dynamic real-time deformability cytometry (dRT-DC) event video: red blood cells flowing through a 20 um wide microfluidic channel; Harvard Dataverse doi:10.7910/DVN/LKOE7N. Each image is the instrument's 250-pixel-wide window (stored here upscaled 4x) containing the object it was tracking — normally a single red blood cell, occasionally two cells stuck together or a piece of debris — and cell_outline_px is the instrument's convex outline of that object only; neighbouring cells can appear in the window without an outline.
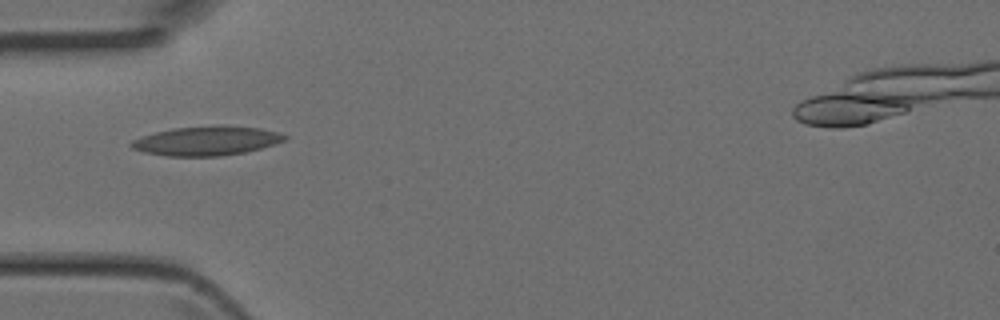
{"species": "Egyptian fruit bat (a non-hibernating species)", "species_latin": "Rousettus aegyptiacus", "temperature_condition": "room temperature", "stored_images_in_passage": 5, "camera_frame_rate_fps": 3000, "um_per_image_px": 0.085, "animal": {"sex": "female"}, "frame": {"image": 1, "passage_image": 4, "time_ms": 1.0, "image_size_px": [1000, 320], "cell_outline_px": [[288, 136], [284, 140], [260, 148], [244, 152], [220, 156], [164, 156], [144, 152], [132, 148], [128, 144], [132, 140], [156, 132], [172, 128], [212, 124], [228, 124], [260, 128], [276, 132]], "centroid_in_image_um": [17.53, 11.95], "position_along_channel_um": 67.5, "area_um2": 26.36}}
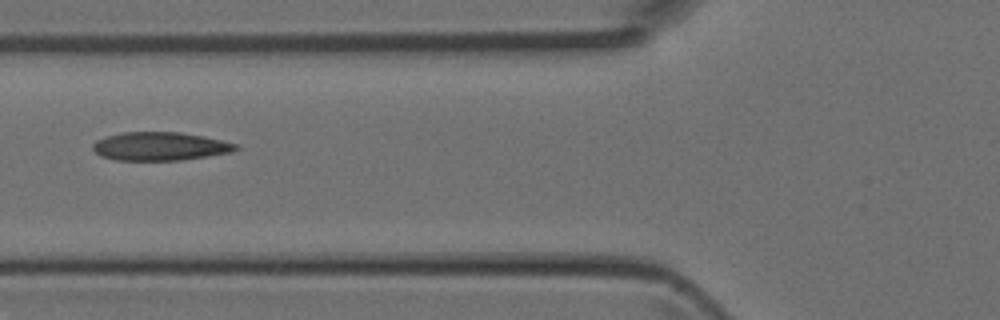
{"frame": {"image": 2, "passage_image": 5, "time_ms": 1.333, "image_size_px": [1000, 320], "cell_outline_px": [[240, 148], [232, 152], [208, 156], [180, 160], [116, 160], [100, 156], [92, 148], [92, 144], [96, 140], [120, 132], [180, 132], [204, 136], [240, 144]], "centroid_in_image_um": [13.63, 12.43], "position_along_channel_um": 112.2, "area_um2": 23.81}}